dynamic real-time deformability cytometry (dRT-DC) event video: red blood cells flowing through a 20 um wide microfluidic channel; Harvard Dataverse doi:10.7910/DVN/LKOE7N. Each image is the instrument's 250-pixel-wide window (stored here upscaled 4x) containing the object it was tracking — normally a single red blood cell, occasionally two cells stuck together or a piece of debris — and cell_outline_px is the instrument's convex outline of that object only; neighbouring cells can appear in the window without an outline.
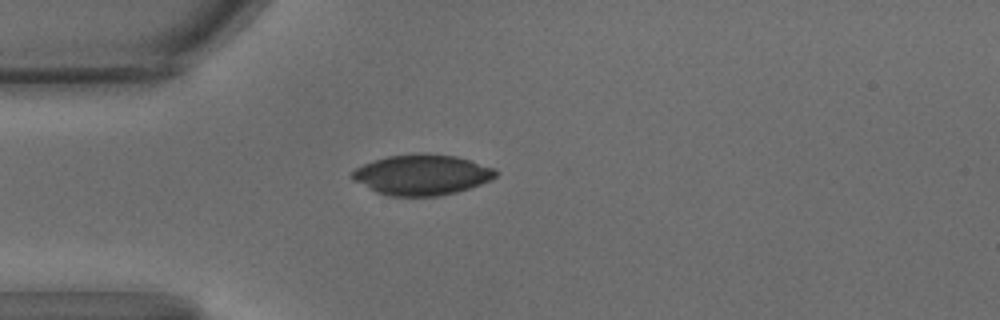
{"species": "common noctule bat (a hibernating species)", "species_latin": "Nyctalus noctula", "temperature_condition": "warm", "stored_images_in_passage": 39, "camera_frame_rate_fps": 3000, "um_per_image_px": 0.085, "animal": {"sex": "male", "body_mass_g": 15.6}, "frame": {"image": 1, "passage_image": 1, "time_ms": 0.0, "image_size_px": [1000, 320], "cell_outline_px": [[500, 172], [492, 180], [456, 192], [436, 196], [392, 196], [376, 192], [352, 180], [352, 172], [356, 168], [364, 164], [388, 156], [424, 152], [428, 152], [456, 156], [472, 160], [496, 168]], "centroid_in_image_um": [35.91, 14.84], "position_along_channel_um": 49.1, "area_um2": 34.1}}
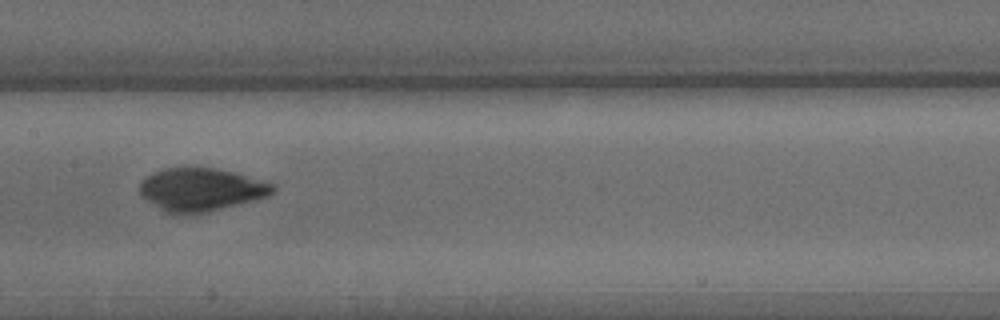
{"frame": {"image": 2, "passage_image": 14, "time_ms": 4.333, "image_size_px": [1000, 320], "cell_outline_px": [[276, 188], [268, 196], [256, 200], [208, 212], [176, 216], [172, 216], [164, 212], [140, 196], [140, 180], [152, 172], [164, 168], [188, 164], [216, 168], [232, 172], [276, 184]], "centroid_in_image_um": [17.02, 16.1], "position_along_channel_um": 190.4, "area_um2": 34.56}}
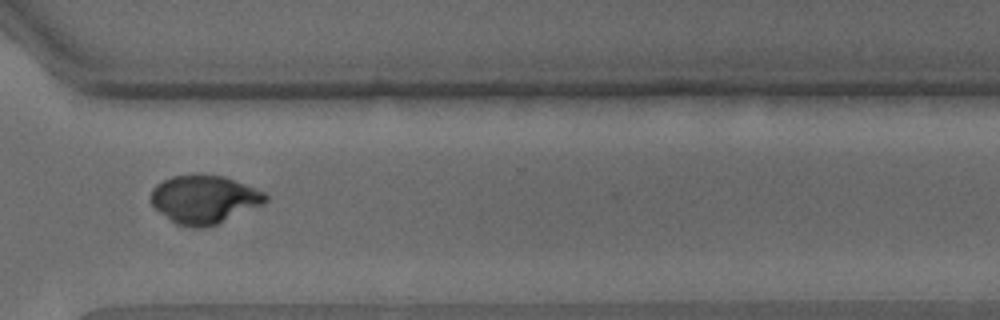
{"frame": {"image": 3, "passage_image": 28, "time_ms": 9.0, "image_size_px": [1000, 320], "cell_outline_px": [[268, 200], [264, 204], [216, 224], [204, 228], [192, 228], [176, 224], [160, 212], [152, 204], [152, 188], [156, 184], [172, 176], [224, 176], [236, 180], [264, 192], [268, 196]], "centroid_in_image_um": [17.38, 16.96], "position_along_channel_um": 353.2, "area_um2": 31.79}}